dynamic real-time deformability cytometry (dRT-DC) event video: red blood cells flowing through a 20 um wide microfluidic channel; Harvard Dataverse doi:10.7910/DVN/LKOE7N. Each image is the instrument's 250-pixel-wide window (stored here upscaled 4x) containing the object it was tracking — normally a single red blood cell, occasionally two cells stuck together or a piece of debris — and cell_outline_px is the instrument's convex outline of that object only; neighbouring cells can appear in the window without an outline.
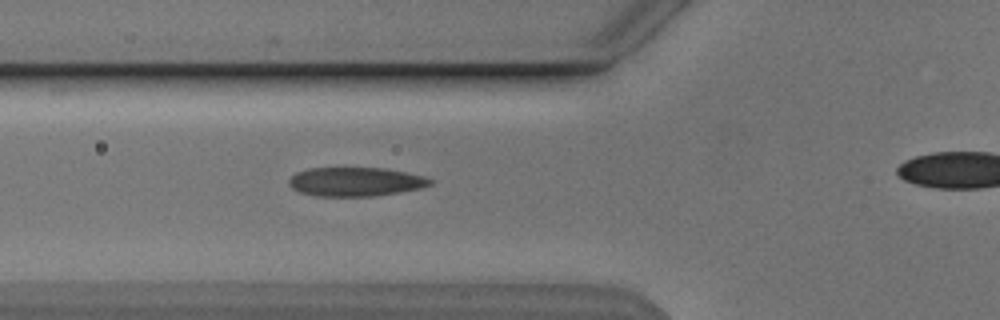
{"species": "Egyptian fruit bat (a non-hibernating species)", "species_latin": "Rousettus aegyptiacus", "temperature_condition": "cold", "stored_images_in_passage": 30, "camera_frame_rate_fps": 3000, "um_per_image_px": 0.085, "animal": {"sex": "male"}, "frame": {"image": 1, "passage_image": 3, "time_ms": 0.667, "image_size_px": [1000, 320], "cell_outline_px": [[436, 180], [432, 184], [424, 188], [400, 192], [372, 196], [316, 196], [300, 192], [292, 188], [288, 184], [288, 180], [296, 172], [308, 168], [384, 168], [424, 176]], "centroid_in_image_um": [30.25, 15.45], "position_along_channel_um": 95.6, "area_um2": 23.99}}
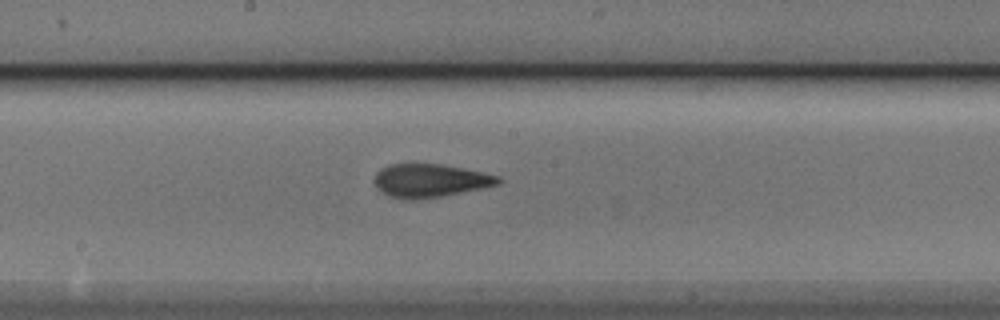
{"frame": {"image": 2, "passage_image": 12, "time_ms": 3.667, "image_size_px": [1000, 320], "cell_outline_px": [[504, 180], [500, 184], [484, 188], [444, 196], [412, 200], [408, 200], [388, 196], [380, 192], [376, 188], [376, 172], [392, 164], [440, 164], [500, 176]], "centroid_in_image_um": [36.59, 15.37], "position_along_channel_um": 211.6, "area_um2": 23.99}}
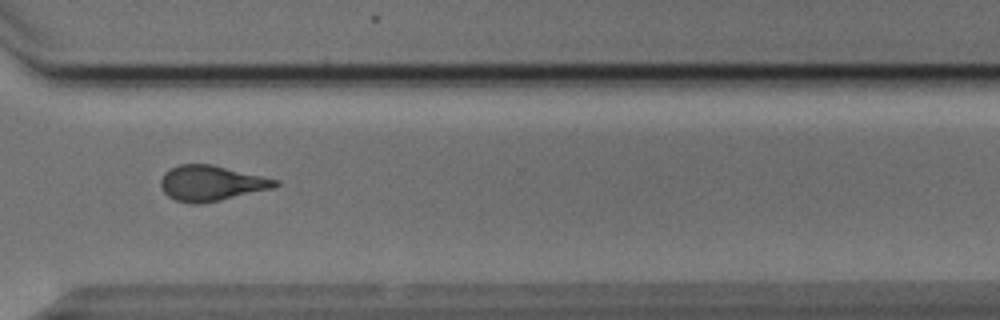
{"frame": {"image": 3, "passage_image": 23, "time_ms": 7.333, "image_size_px": [1000, 320], "cell_outline_px": [[280, 184], [272, 188], [220, 200], [200, 204], [192, 204], [176, 200], [168, 196], [160, 188], [160, 180], [164, 172], [180, 164], [212, 164], [280, 180]], "centroid_in_image_um": [17.94, 15.57], "position_along_channel_um": 352.7, "area_um2": 23.58}}